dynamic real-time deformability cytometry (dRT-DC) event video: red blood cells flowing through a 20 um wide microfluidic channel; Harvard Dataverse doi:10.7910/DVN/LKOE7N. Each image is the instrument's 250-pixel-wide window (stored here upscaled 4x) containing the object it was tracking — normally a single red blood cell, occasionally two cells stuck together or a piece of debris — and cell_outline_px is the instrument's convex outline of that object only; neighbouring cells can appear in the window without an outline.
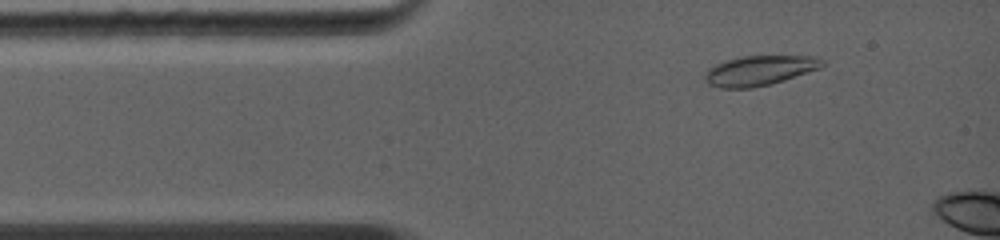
{"species": "common noctule bat (a hibernating species)", "species_latin": "Nyctalus noctula", "temperature_condition": "warm", "stored_images_in_passage": 3, "camera_frame_rate_fps": 5000, "um_per_image_px": 0.085, "animal": {"sex": "female", "body_mass_g": 19.0, "forearm_length_mm": 56.7}, "frame": {"image": 1, "passage_image": 2, "time_ms": 0.4, "image_size_px": [1000, 240], "cell_outline_px": [[824, 64], [820, 68], [784, 80], [752, 88], [720, 88], [708, 84], [704, 76], [716, 64], [728, 60], [744, 56], [812, 56], [824, 60]], "centroid_in_image_um": [64.58, 6.0], "position_along_channel_um": 20.4, "area_um2": 20.0}}